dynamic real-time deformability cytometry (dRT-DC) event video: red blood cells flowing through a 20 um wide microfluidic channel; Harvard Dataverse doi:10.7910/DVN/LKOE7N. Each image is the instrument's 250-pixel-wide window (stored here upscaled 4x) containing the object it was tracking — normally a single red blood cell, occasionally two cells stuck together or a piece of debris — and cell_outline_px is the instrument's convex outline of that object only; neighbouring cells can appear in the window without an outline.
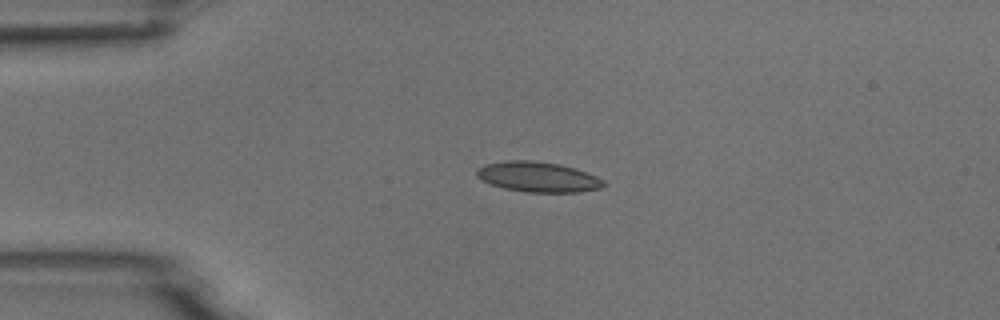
{"species": "common noctule bat (a hibernating species)", "species_latin": "Nyctalus noctula", "temperature_condition": "room temperature", "stored_images_in_passage": 5, "camera_frame_rate_fps": 3000, "um_per_image_px": 0.085, "animal": {"sex": "male", "body_mass_g": 18.8}, "frame": {"image": 1, "passage_image": 2, "time_ms": 2.0, "image_size_px": [1000, 320], "cell_outline_px": [[608, 184], [600, 188], [580, 192], [524, 192], [504, 188], [492, 184], [476, 176], [476, 168], [484, 164], [504, 160], [532, 160], [560, 164], [596, 176], [604, 180]], "centroid_in_image_um": [45.71, 15.03], "position_along_channel_um": 39.3, "area_um2": 22.37}}